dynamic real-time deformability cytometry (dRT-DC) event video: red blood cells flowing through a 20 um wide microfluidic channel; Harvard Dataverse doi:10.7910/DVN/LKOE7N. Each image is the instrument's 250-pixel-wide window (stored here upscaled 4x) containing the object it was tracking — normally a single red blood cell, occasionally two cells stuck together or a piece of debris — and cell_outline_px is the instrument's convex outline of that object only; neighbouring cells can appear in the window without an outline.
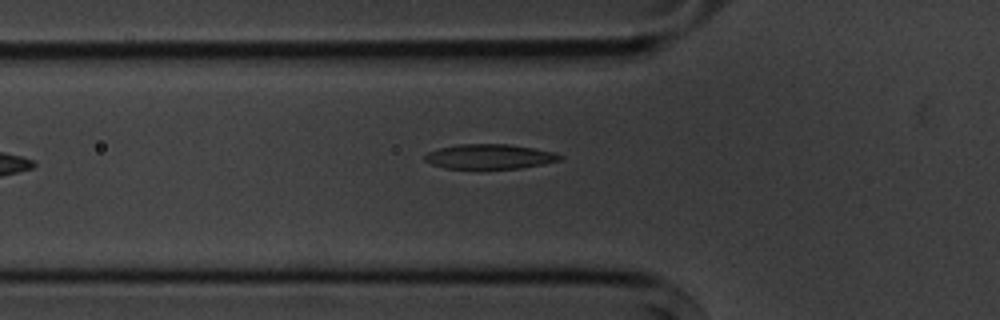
{"species": "common noctule bat (a hibernating species)", "species_latin": "Nyctalus noctula", "temperature_condition": "cold", "stored_images_in_passage": 6, "camera_frame_rate_fps": 3000, "um_per_image_px": 0.085, "animal": {"sex": "male", "body_mass_g": 20.1, "forearm_length_mm": 53.5}, "frame": {"image": 1, "passage_image": 6, "time_ms": 6.0, "image_size_px": [1000, 320], "cell_outline_px": [[564, 156], [560, 160], [544, 164], [520, 168], [480, 172], [444, 168], [432, 164], [424, 160], [424, 156], [428, 152], [440, 148], [460, 144], [508, 144], [556, 152]], "centroid_in_image_um": [41.6, 13.36], "position_along_channel_um": 84.2, "area_um2": 20.46}}